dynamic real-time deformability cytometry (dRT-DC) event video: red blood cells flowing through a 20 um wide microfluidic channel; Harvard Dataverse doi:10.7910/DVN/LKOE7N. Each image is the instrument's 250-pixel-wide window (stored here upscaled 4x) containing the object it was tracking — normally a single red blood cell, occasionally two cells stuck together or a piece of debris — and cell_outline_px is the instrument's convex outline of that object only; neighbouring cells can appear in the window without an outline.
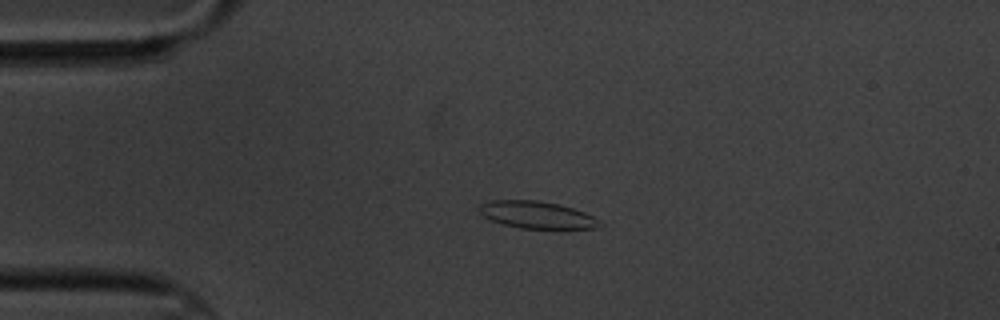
{"species": "common noctule bat (a hibernating species)", "species_latin": "Nyctalus noctula", "temperature_condition": "cold", "stored_images_in_passage": 6, "camera_frame_rate_fps": 3000, "um_per_image_px": 0.085, "animal": {"sex": "male", "body_mass_g": 20.1, "forearm_length_mm": 53.5}, "frame": {"image": 1, "passage_image": 4, "time_ms": 4.333, "image_size_px": [1000, 320], "cell_outline_px": [[600, 224], [596, 228], [520, 228], [504, 224], [492, 220], [484, 216], [480, 212], [480, 204], [488, 200], [536, 200], [560, 204], [584, 212], [600, 220]], "centroid_in_image_um": [45.62, 18.25], "position_along_channel_um": 39.4, "area_um2": 18.79}}
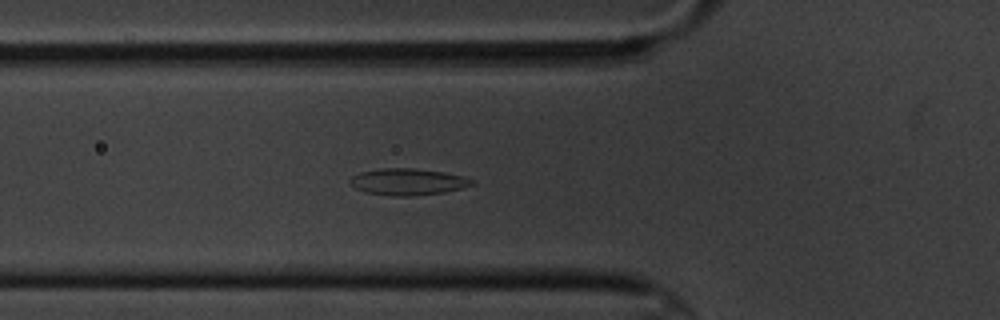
{"frame": {"image": 2, "passage_image": 6, "time_ms": 6.667, "image_size_px": [1000, 320], "cell_outline_px": [[476, 184], [444, 192], [416, 196], [392, 196], [364, 192], [352, 188], [348, 184], [348, 180], [352, 176], [360, 172], [380, 168], [412, 168], [444, 172], [464, 176], [476, 180]], "centroid_in_image_um": [34.63, 15.46], "position_along_channel_um": 91.2, "area_um2": 19.31}}